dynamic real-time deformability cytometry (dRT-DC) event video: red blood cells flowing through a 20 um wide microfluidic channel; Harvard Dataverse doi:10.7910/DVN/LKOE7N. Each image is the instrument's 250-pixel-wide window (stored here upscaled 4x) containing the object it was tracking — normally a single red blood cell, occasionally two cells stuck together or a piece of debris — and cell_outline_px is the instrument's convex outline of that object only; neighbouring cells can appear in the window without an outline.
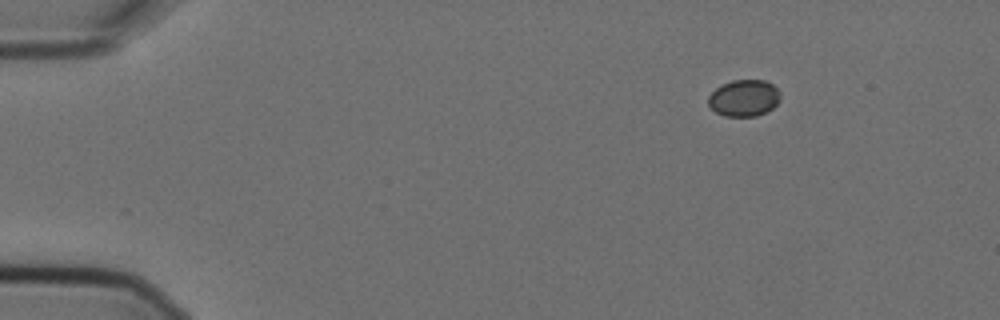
{"species": "Egyptian fruit bat (a non-hibernating species)", "species_latin": "Rousettus aegyptiacus", "temperature_condition": "cold", "stored_images_in_passage": 4, "camera_frame_rate_fps": 3000, "um_per_image_px": 0.085, "animal": {"sex": "female"}, "frame": {"image": 1, "passage_image": 1, "time_ms": 0.0, "image_size_px": [1000, 320], "cell_outline_px": [[780, 100], [772, 108], [756, 116], [724, 116], [716, 112], [708, 104], [708, 96], [720, 84], [732, 80], [764, 80], [772, 84], [780, 92]], "centroid_in_image_um": [63.23, 8.32], "position_along_channel_um": 21.8, "area_um2": 15.37}}
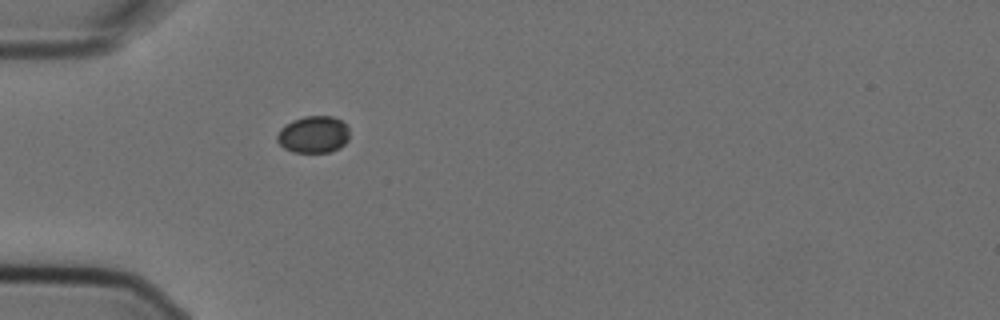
{"frame": {"image": 2, "passage_image": 4, "time_ms": 1.0, "image_size_px": [1000, 320], "cell_outline_px": [[348, 140], [340, 148], [332, 152], [292, 152], [284, 148], [276, 140], [276, 136], [280, 128], [284, 124], [292, 120], [304, 116], [332, 116], [340, 120], [348, 128]], "centroid_in_image_um": [26.62, 11.43], "position_along_channel_um": 58.4, "area_um2": 15.72}}